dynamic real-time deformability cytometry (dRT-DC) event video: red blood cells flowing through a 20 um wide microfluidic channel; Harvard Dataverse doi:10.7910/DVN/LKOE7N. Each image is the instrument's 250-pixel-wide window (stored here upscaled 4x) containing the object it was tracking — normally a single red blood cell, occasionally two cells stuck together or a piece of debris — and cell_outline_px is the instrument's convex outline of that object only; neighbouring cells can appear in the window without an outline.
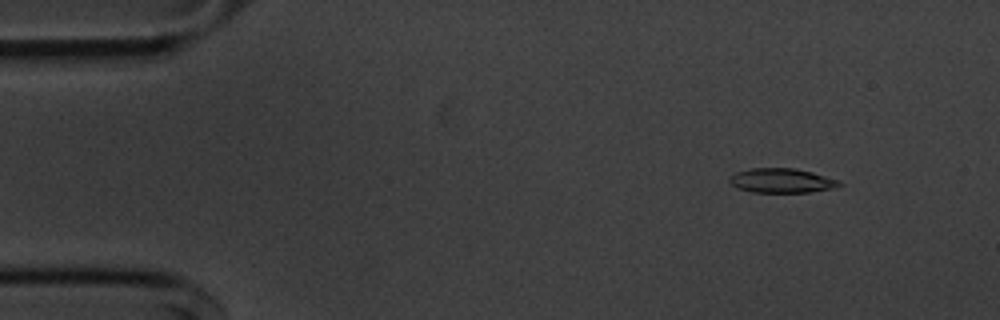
{"species": "common noctule bat (a hibernating species)", "species_latin": "Nyctalus noctula", "temperature_condition": "cold", "stored_images_in_passage": 54, "camera_frame_rate_fps": 3000, "um_per_image_px": 0.085, "animal": {"sex": "male", "body_mass_g": 20.1, "forearm_length_mm": 53.5}, "frame": {"image": 1, "passage_image": 5, "time_ms": 1.333, "image_size_px": [1000, 320], "cell_outline_px": [[844, 184], [832, 188], [808, 192], [752, 192], [736, 188], [728, 180], [728, 176], [736, 172], [752, 168], [796, 168], [812, 172], [840, 180]], "centroid_in_image_um": [66.42, 15.34], "position_along_channel_um": 18.6, "area_um2": 15.72}}
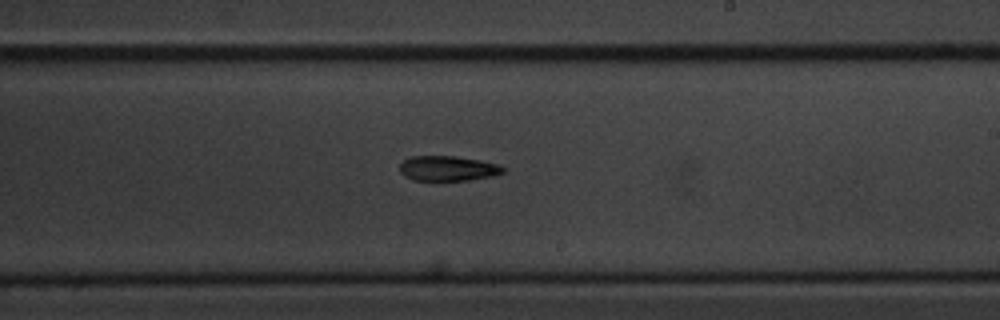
{"frame": {"image": 2, "passage_image": 31, "time_ms": 10.0, "image_size_px": [1000, 320], "cell_outline_px": [[504, 172], [492, 176], [468, 180], [412, 180], [404, 176], [400, 172], [400, 164], [404, 160], [412, 156], [456, 156], [480, 160], [500, 164], [504, 168]], "centroid_in_image_um": [38.07, 14.31], "position_along_channel_um": 250.9, "area_um2": 15.09}}
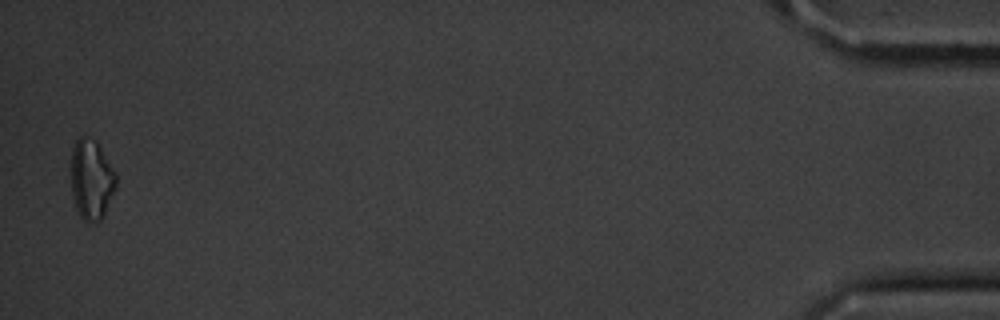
{"frame": {"image": 3, "passage_image": 53, "time_ms": 17.333, "image_size_px": [1000, 320], "cell_outline_px": [[116, 188], [104, 216], [100, 220], [88, 224], [80, 216], [76, 208], [72, 196], [72, 148], [76, 140], [80, 136], [88, 136], [96, 140], [116, 172]], "centroid_in_image_um": [7.79, 15.26], "position_along_channel_um": 427.4, "area_um2": 21.21}, "authors_computed_cell_mechanics": {"area_um2": 15.9528, "velocity_mm_per_s": 3.6379, "shape_relaxation_time_tau1_ms": 3.5993, "shape_relaxation_time_tau2_ms": null, "deformation_change_tau1": 0.1417, "deformation_change_tau2": null}}